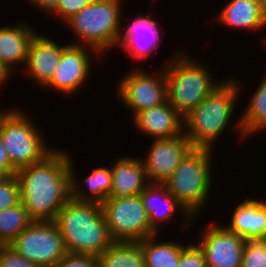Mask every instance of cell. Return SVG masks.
<instances>
[{
	"instance_id": "6da1fadb",
	"label": "cell",
	"mask_w": 266,
	"mask_h": 267,
	"mask_svg": "<svg viewBox=\"0 0 266 267\" xmlns=\"http://www.w3.org/2000/svg\"><path fill=\"white\" fill-rule=\"evenodd\" d=\"M70 156L55 148L40 162L20 168V199L33 221H54L71 199Z\"/></svg>"
},
{
	"instance_id": "7a4b0ae2",
	"label": "cell",
	"mask_w": 266,
	"mask_h": 267,
	"mask_svg": "<svg viewBox=\"0 0 266 267\" xmlns=\"http://www.w3.org/2000/svg\"><path fill=\"white\" fill-rule=\"evenodd\" d=\"M58 226L67 253L98 257L113 242L101 204L70 199L58 212Z\"/></svg>"
},
{
	"instance_id": "3957f363",
	"label": "cell",
	"mask_w": 266,
	"mask_h": 267,
	"mask_svg": "<svg viewBox=\"0 0 266 267\" xmlns=\"http://www.w3.org/2000/svg\"><path fill=\"white\" fill-rule=\"evenodd\" d=\"M234 79V80H233ZM234 77L224 80L211 94L183 117L184 134L194 148L213 149L212 144L224 134L234 114L241 91Z\"/></svg>"
},
{
	"instance_id": "277c9868",
	"label": "cell",
	"mask_w": 266,
	"mask_h": 267,
	"mask_svg": "<svg viewBox=\"0 0 266 267\" xmlns=\"http://www.w3.org/2000/svg\"><path fill=\"white\" fill-rule=\"evenodd\" d=\"M185 54L176 53L164 68L167 101L183 117L223 82H213L215 79L209 69L206 70L207 66Z\"/></svg>"
},
{
	"instance_id": "5b68a950",
	"label": "cell",
	"mask_w": 266,
	"mask_h": 267,
	"mask_svg": "<svg viewBox=\"0 0 266 267\" xmlns=\"http://www.w3.org/2000/svg\"><path fill=\"white\" fill-rule=\"evenodd\" d=\"M212 149L193 148L163 183L186 210L196 217L209 199L212 184Z\"/></svg>"
},
{
	"instance_id": "8992f818",
	"label": "cell",
	"mask_w": 266,
	"mask_h": 267,
	"mask_svg": "<svg viewBox=\"0 0 266 267\" xmlns=\"http://www.w3.org/2000/svg\"><path fill=\"white\" fill-rule=\"evenodd\" d=\"M122 2L121 0H95L74 14L66 21V25H69L76 36H79L81 42L70 44L89 46L91 51H96L97 54L113 49L122 25Z\"/></svg>"
},
{
	"instance_id": "52a82bcc",
	"label": "cell",
	"mask_w": 266,
	"mask_h": 267,
	"mask_svg": "<svg viewBox=\"0 0 266 267\" xmlns=\"http://www.w3.org/2000/svg\"><path fill=\"white\" fill-rule=\"evenodd\" d=\"M24 112L9 109L0 119V136L16 170L40 162L54 150L46 145L38 126Z\"/></svg>"
},
{
	"instance_id": "ba28073f",
	"label": "cell",
	"mask_w": 266,
	"mask_h": 267,
	"mask_svg": "<svg viewBox=\"0 0 266 267\" xmlns=\"http://www.w3.org/2000/svg\"><path fill=\"white\" fill-rule=\"evenodd\" d=\"M108 231L114 241H140L157 233L139 195L109 197L101 203Z\"/></svg>"
},
{
	"instance_id": "9c48e42d",
	"label": "cell",
	"mask_w": 266,
	"mask_h": 267,
	"mask_svg": "<svg viewBox=\"0 0 266 267\" xmlns=\"http://www.w3.org/2000/svg\"><path fill=\"white\" fill-rule=\"evenodd\" d=\"M9 245L39 267H54L67 254L54 221H33Z\"/></svg>"
},
{
	"instance_id": "30bf717a",
	"label": "cell",
	"mask_w": 266,
	"mask_h": 267,
	"mask_svg": "<svg viewBox=\"0 0 266 267\" xmlns=\"http://www.w3.org/2000/svg\"><path fill=\"white\" fill-rule=\"evenodd\" d=\"M139 68L129 71L120 80L117 90L123 103L132 110V116L167 100L164 69L152 75Z\"/></svg>"
},
{
	"instance_id": "8fae6325",
	"label": "cell",
	"mask_w": 266,
	"mask_h": 267,
	"mask_svg": "<svg viewBox=\"0 0 266 267\" xmlns=\"http://www.w3.org/2000/svg\"><path fill=\"white\" fill-rule=\"evenodd\" d=\"M185 134L167 139H153L146 159H141L149 183L163 184L193 149Z\"/></svg>"
},
{
	"instance_id": "7c38bea8",
	"label": "cell",
	"mask_w": 266,
	"mask_h": 267,
	"mask_svg": "<svg viewBox=\"0 0 266 267\" xmlns=\"http://www.w3.org/2000/svg\"><path fill=\"white\" fill-rule=\"evenodd\" d=\"M196 242L205 254L206 267H242L244 239L215 223Z\"/></svg>"
},
{
	"instance_id": "4fadbf2b",
	"label": "cell",
	"mask_w": 266,
	"mask_h": 267,
	"mask_svg": "<svg viewBox=\"0 0 266 267\" xmlns=\"http://www.w3.org/2000/svg\"><path fill=\"white\" fill-rule=\"evenodd\" d=\"M89 46L69 44L61 54L59 64L51 79L43 86L70 95L78 91L91 72Z\"/></svg>"
},
{
	"instance_id": "5bb4252c",
	"label": "cell",
	"mask_w": 266,
	"mask_h": 267,
	"mask_svg": "<svg viewBox=\"0 0 266 267\" xmlns=\"http://www.w3.org/2000/svg\"><path fill=\"white\" fill-rule=\"evenodd\" d=\"M158 24L150 13L146 15L136 14L133 19L131 18L126 28L120 27L116 46L126 50L125 52L138 62L146 60L151 56L152 51L158 49L157 47L160 45L158 43L162 37Z\"/></svg>"
},
{
	"instance_id": "9a60e30c",
	"label": "cell",
	"mask_w": 266,
	"mask_h": 267,
	"mask_svg": "<svg viewBox=\"0 0 266 267\" xmlns=\"http://www.w3.org/2000/svg\"><path fill=\"white\" fill-rule=\"evenodd\" d=\"M68 45L61 46L51 38L36 32L28 47L25 67L22 68L28 71V77H32L39 86H44L54 74L62 51Z\"/></svg>"
},
{
	"instance_id": "2e32d148",
	"label": "cell",
	"mask_w": 266,
	"mask_h": 267,
	"mask_svg": "<svg viewBox=\"0 0 266 267\" xmlns=\"http://www.w3.org/2000/svg\"><path fill=\"white\" fill-rule=\"evenodd\" d=\"M132 117L139 132L152 139L173 138L184 133L183 116L167 100Z\"/></svg>"
},
{
	"instance_id": "e0dca14e",
	"label": "cell",
	"mask_w": 266,
	"mask_h": 267,
	"mask_svg": "<svg viewBox=\"0 0 266 267\" xmlns=\"http://www.w3.org/2000/svg\"><path fill=\"white\" fill-rule=\"evenodd\" d=\"M144 208L149 216L150 227L159 234V227L163 221H168L174 216L175 210H180L185 228L190 227L194 217L186 210L185 207L167 190L164 184L149 183L140 193ZM159 201V202H158ZM161 208V209H160ZM190 224V225H189Z\"/></svg>"
},
{
	"instance_id": "ac0fdd59",
	"label": "cell",
	"mask_w": 266,
	"mask_h": 267,
	"mask_svg": "<svg viewBox=\"0 0 266 267\" xmlns=\"http://www.w3.org/2000/svg\"><path fill=\"white\" fill-rule=\"evenodd\" d=\"M33 29L26 22L0 28V64L10 75L14 66L24 67L29 44L36 34Z\"/></svg>"
},
{
	"instance_id": "d6986e66",
	"label": "cell",
	"mask_w": 266,
	"mask_h": 267,
	"mask_svg": "<svg viewBox=\"0 0 266 267\" xmlns=\"http://www.w3.org/2000/svg\"><path fill=\"white\" fill-rule=\"evenodd\" d=\"M111 170L112 187L109 197L136 196L149 184L141 157L120 156Z\"/></svg>"
},
{
	"instance_id": "ffe728a7",
	"label": "cell",
	"mask_w": 266,
	"mask_h": 267,
	"mask_svg": "<svg viewBox=\"0 0 266 267\" xmlns=\"http://www.w3.org/2000/svg\"><path fill=\"white\" fill-rule=\"evenodd\" d=\"M233 211L225 227L246 239H262L266 233V201L247 198Z\"/></svg>"
},
{
	"instance_id": "44dd1931",
	"label": "cell",
	"mask_w": 266,
	"mask_h": 267,
	"mask_svg": "<svg viewBox=\"0 0 266 267\" xmlns=\"http://www.w3.org/2000/svg\"><path fill=\"white\" fill-rule=\"evenodd\" d=\"M216 17L219 25L248 31L266 28V13L257 0H230Z\"/></svg>"
},
{
	"instance_id": "7402d4cb",
	"label": "cell",
	"mask_w": 266,
	"mask_h": 267,
	"mask_svg": "<svg viewBox=\"0 0 266 267\" xmlns=\"http://www.w3.org/2000/svg\"><path fill=\"white\" fill-rule=\"evenodd\" d=\"M73 160L70 157V177H71V198L81 202H94L101 204L105 199L109 198L112 187V170L108 167H99L93 169L87 176V192L85 189L78 187L76 180ZM78 183V184H77ZM90 192V193H89Z\"/></svg>"
},
{
	"instance_id": "603a6c76",
	"label": "cell",
	"mask_w": 266,
	"mask_h": 267,
	"mask_svg": "<svg viewBox=\"0 0 266 267\" xmlns=\"http://www.w3.org/2000/svg\"><path fill=\"white\" fill-rule=\"evenodd\" d=\"M159 234L140 240L145 267H178L182 249L186 244L168 241L157 242Z\"/></svg>"
},
{
	"instance_id": "cb8c5ba5",
	"label": "cell",
	"mask_w": 266,
	"mask_h": 267,
	"mask_svg": "<svg viewBox=\"0 0 266 267\" xmlns=\"http://www.w3.org/2000/svg\"><path fill=\"white\" fill-rule=\"evenodd\" d=\"M257 87L243 115L238 119L239 121L236 120L238 125L236 128L239 130L237 133L241 134L240 138H247L266 128V76Z\"/></svg>"
},
{
	"instance_id": "d4e9b609",
	"label": "cell",
	"mask_w": 266,
	"mask_h": 267,
	"mask_svg": "<svg viewBox=\"0 0 266 267\" xmlns=\"http://www.w3.org/2000/svg\"><path fill=\"white\" fill-rule=\"evenodd\" d=\"M98 259L100 267H145L139 241H114Z\"/></svg>"
},
{
	"instance_id": "484cf974",
	"label": "cell",
	"mask_w": 266,
	"mask_h": 267,
	"mask_svg": "<svg viewBox=\"0 0 266 267\" xmlns=\"http://www.w3.org/2000/svg\"><path fill=\"white\" fill-rule=\"evenodd\" d=\"M32 222L22 202L0 211V244L11 243Z\"/></svg>"
},
{
	"instance_id": "4316f807",
	"label": "cell",
	"mask_w": 266,
	"mask_h": 267,
	"mask_svg": "<svg viewBox=\"0 0 266 267\" xmlns=\"http://www.w3.org/2000/svg\"><path fill=\"white\" fill-rule=\"evenodd\" d=\"M242 267H266V244L262 239H246Z\"/></svg>"
},
{
	"instance_id": "83f0119b",
	"label": "cell",
	"mask_w": 266,
	"mask_h": 267,
	"mask_svg": "<svg viewBox=\"0 0 266 267\" xmlns=\"http://www.w3.org/2000/svg\"><path fill=\"white\" fill-rule=\"evenodd\" d=\"M21 202L20 187L16 176H9L0 183V211L12 208Z\"/></svg>"
},
{
	"instance_id": "f1b7e54d",
	"label": "cell",
	"mask_w": 266,
	"mask_h": 267,
	"mask_svg": "<svg viewBox=\"0 0 266 267\" xmlns=\"http://www.w3.org/2000/svg\"><path fill=\"white\" fill-rule=\"evenodd\" d=\"M0 267H39L21 256L9 244H0Z\"/></svg>"
},
{
	"instance_id": "f546056e",
	"label": "cell",
	"mask_w": 266,
	"mask_h": 267,
	"mask_svg": "<svg viewBox=\"0 0 266 267\" xmlns=\"http://www.w3.org/2000/svg\"><path fill=\"white\" fill-rule=\"evenodd\" d=\"M178 267H206L205 254L198 244H188L182 249Z\"/></svg>"
},
{
	"instance_id": "4dcf8cb0",
	"label": "cell",
	"mask_w": 266,
	"mask_h": 267,
	"mask_svg": "<svg viewBox=\"0 0 266 267\" xmlns=\"http://www.w3.org/2000/svg\"><path fill=\"white\" fill-rule=\"evenodd\" d=\"M93 1L95 0H58L56 10L53 12L54 16L56 15V18L60 17L59 20L66 22Z\"/></svg>"
},
{
	"instance_id": "1f68e13d",
	"label": "cell",
	"mask_w": 266,
	"mask_h": 267,
	"mask_svg": "<svg viewBox=\"0 0 266 267\" xmlns=\"http://www.w3.org/2000/svg\"><path fill=\"white\" fill-rule=\"evenodd\" d=\"M54 267H100L96 256L67 253Z\"/></svg>"
},
{
	"instance_id": "d6a6232c",
	"label": "cell",
	"mask_w": 266,
	"mask_h": 267,
	"mask_svg": "<svg viewBox=\"0 0 266 267\" xmlns=\"http://www.w3.org/2000/svg\"><path fill=\"white\" fill-rule=\"evenodd\" d=\"M0 170L3 171L8 177L16 174V169L11 165L7 151L4 147L3 140L0 136Z\"/></svg>"
},
{
	"instance_id": "836d02e7",
	"label": "cell",
	"mask_w": 266,
	"mask_h": 267,
	"mask_svg": "<svg viewBox=\"0 0 266 267\" xmlns=\"http://www.w3.org/2000/svg\"><path fill=\"white\" fill-rule=\"evenodd\" d=\"M28 2L34 4L35 7H38L39 9H43V11H48V14L51 13V15H53V12L56 10L58 0H30Z\"/></svg>"
},
{
	"instance_id": "e575fe53",
	"label": "cell",
	"mask_w": 266,
	"mask_h": 267,
	"mask_svg": "<svg viewBox=\"0 0 266 267\" xmlns=\"http://www.w3.org/2000/svg\"><path fill=\"white\" fill-rule=\"evenodd\" d=\"M9 76L11 75L0 64V89L3 83H6Z\"/></svg>"
},
{
	"instance_id": "d590c367",
	"label": "cell",
	"mask_w": 266,
	"mask_h": 267,
	"mask_svg": "<svg viewBox=\"0 0 266 267\" xmlns=\"http://www.w3.org/2000/svg\"><path fill=\"white\" fill-rule=\"evenodd\" d=\"M259 2L260 8L266 13V0H257Z\"/></svg>"
},
{
	"instance_id": "8d00e7d4",
	"label": "cell",
	"mask_w": 266,
	"mask_h": 267,
	"mask_svg": "<svg viewBox=\"0 0 266 267\" xmlns=\"http://www.w3.org/2000/svg\"><path fill=\"white\" fill-rule=\"evenodd\" d=\"M8 176L0 170V183H2L5 179H7Z\"/></svg>"
},
{
	"instance_id": "74e56055",
	"label": "cell",
	"mask_w": 266,
	"mask_h": 267,
	"mask_svg": "<svg viewBox=\"0 0 266 267\" xmlns=\"http://www.w3.org/2000/svg\"><path fill=\"white\" fill-rule=\"evenodd\" d=\"M262 240H263V241L265 242V244H266V233L264 234Z\"/></svg>"
},
{
	"instance_id": "f35d334b",
	"label": "cell",
	"mask_w": 266,
	"mask_h": 267,
	"mask_svg": "<svg viewBox=\"0 0 266 267\" xmlns=\"http://www.w3.org/2000/svg\"><path fill=\"white\" fill-rule=\"evenodd\" d=\"M7 110L5 109V111H0V119H1V116L6 112Z\"/></svg>"
}]
</instances>
